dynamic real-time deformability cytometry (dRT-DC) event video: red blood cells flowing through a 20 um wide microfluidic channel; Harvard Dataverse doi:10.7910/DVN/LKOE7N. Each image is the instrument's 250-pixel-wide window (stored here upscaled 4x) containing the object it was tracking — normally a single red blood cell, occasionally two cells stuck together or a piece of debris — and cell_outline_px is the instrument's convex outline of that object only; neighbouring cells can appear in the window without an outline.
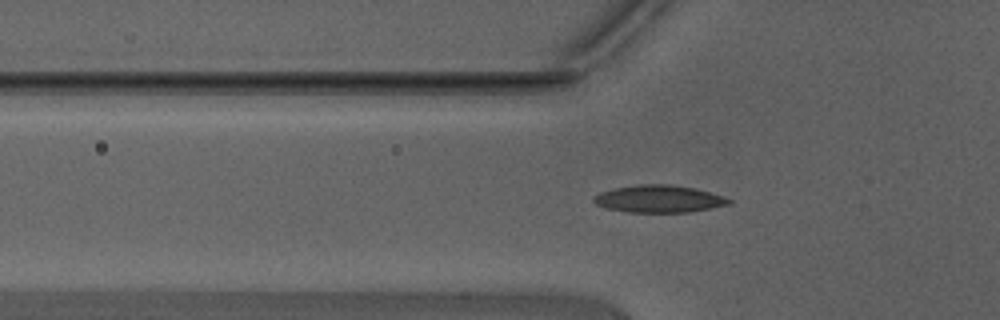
{"species": "Egyptian fruit bat (a non-hibernating species)", "species_latin": "Rousettus aegyptiacus", "temperature_condition": "warm", "stored_images_in_passage": 38, "camera_frame_rate_fps": 3000, "um_per_image_px": 0.085, "animal": {"sex": "male"}, "frame": {"image": 1, "passage_image": 8, "time_ms": 2.333, "image_size_px": [1000, 320], "cell_outline_px": [[732, 204], [712, 208], [688, 212], [628, 212], [608, 208], [596, 204], [592, 200], [592, 196], [600, 192], [612, 188], [636, 184], [672, 184], [696, 188], [724, 196], [732, 200]], "centroid_in_image_um": [56.02, 16.89], "position_along_channel_um": 69.8, "area_um2": 21.79}}
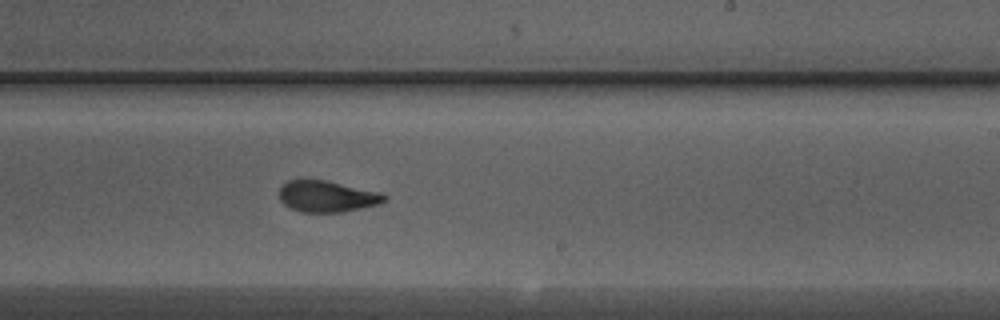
{"frame": {"image": 2, "passage_image": 21, "time_ms": 6.667, "image_size_px": [1000, 320], "cell_outline_px": [[388, 200], [376, 204], [360, 208], [340, 212], [300, 212], [284, 204], [280, 200], [280, 188], [288, 180], [324, 180], [380, 192], [388, 196]], "centroid_in_image_um": [27.8, 16.69], "position_along_channel_um": 261.2, "area_um2": 18.9}}
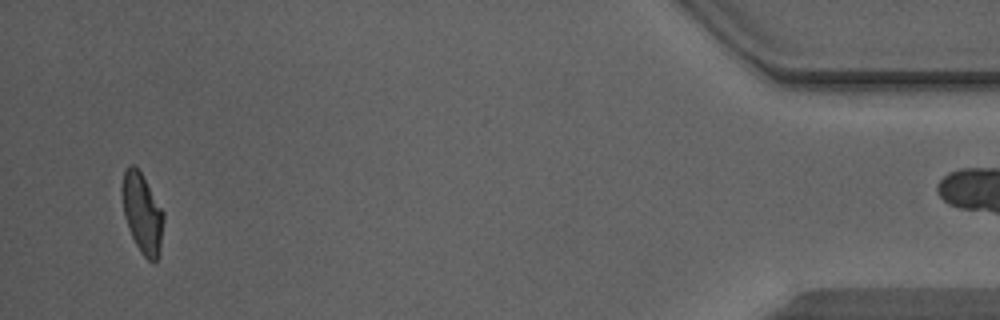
{"frame": {"image": 3, "passage_image": 37, "time_ms": 12.0, "image_size_px": [1000, 320], "cell_outline_px": [[164, 220], [160, 256], [152, 264], [140, 252], [132, 236], [124, 216], [120, 192], [120, 188], [124, 172], [128, 164], [132, 164], [140, 172], [164, 212]], "centroid_in_image_um": [12.09, 18.15], "position_along_channel_um": 423.1, "area_um2": 19.54}}